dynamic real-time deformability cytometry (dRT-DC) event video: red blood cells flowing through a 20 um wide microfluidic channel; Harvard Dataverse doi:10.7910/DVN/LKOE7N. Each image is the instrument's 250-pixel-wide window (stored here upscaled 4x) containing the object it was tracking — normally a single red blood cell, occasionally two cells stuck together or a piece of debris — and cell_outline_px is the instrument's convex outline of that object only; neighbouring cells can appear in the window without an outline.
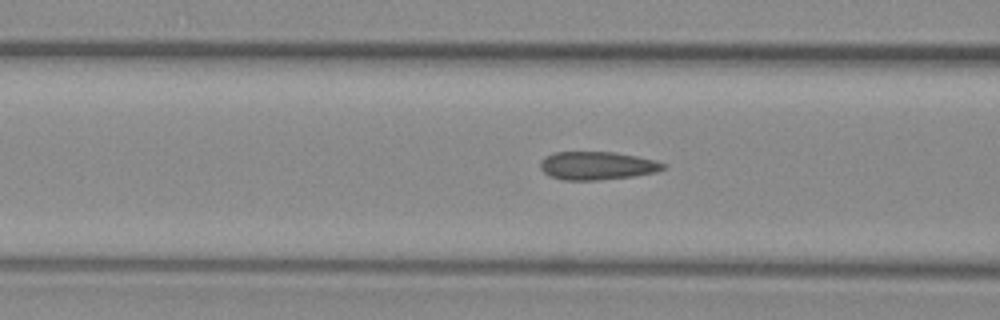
{"species": "common noctule bat (a hibernating species)", "species_latin": "Nyctalus noctula", "temperature_condition": "warm", "stored_images_in_passage": 43, "camera_frame_rate_fps": 3000, "um_per_image_px": 0.085, "animal": {"sex": "female", "body_mass_g": 29.2, "forearm_length_mm": 56.3}, "frame": {"image": 1, "passage_image": 22, "time_ms": 7.0, "image_size_px": [1000, 320], "cell_outline_px": [[668, 164], [664, 168], [656, 172], [632, 176], [596, 180], [564, 180], [548, 176], [540, 168], [540, 160], [544, 156], [556, 152], [612, 152], [636, 156], [656, 160]], "centroid_in_image_um": [50.73, 14.08], "position_along_channel_um": 115.9, "area_um2": 20.23}}
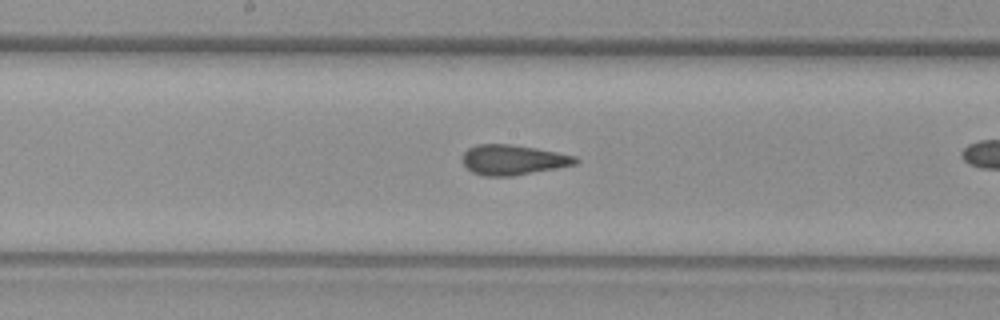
{"frame": {"image": 2, "passage_image": 29, "time_ms": 9.333, "image_size_px": [1000, 320], "cell_outline_px": [[580, 160], [576, 164], [556, 168], [512, 176], [484, 176], [472, 172], [460, 160], [460, 156], [468, 148], [476, 144], [512, 144], [536, 148], [576, 156]], "centroid_in_image_um": [43.57, 13.58], "position_along_channel_um": 204.6, "area_um2": 19.94}}
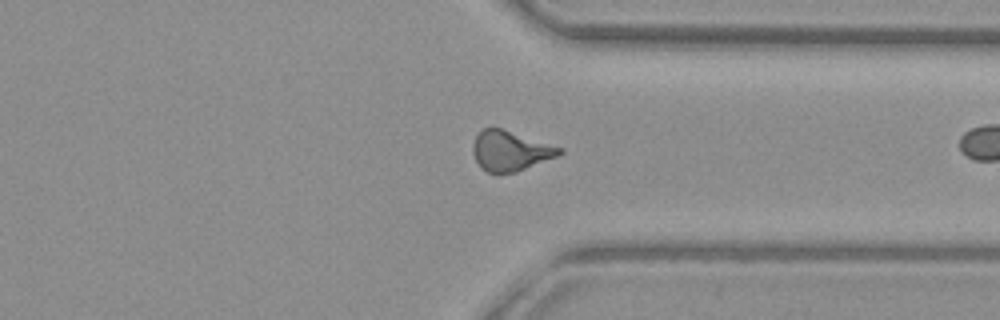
{"frame": {"image": 3, "passage_image": 42, "time_ms": 13.667, "image_size_px": [1000, 320], "cell_outline_px": [[564, 152], [556, 156], [516, 172], [496, 176], [480, 168], [472, 152], [472, 144], [476, 136], [484, 128], [500, 128], [564, 148]], "centroid_in_image_um": [43.34, 12.86], "position_along_channel_um": 368.1, "area_um2": 20.29}}